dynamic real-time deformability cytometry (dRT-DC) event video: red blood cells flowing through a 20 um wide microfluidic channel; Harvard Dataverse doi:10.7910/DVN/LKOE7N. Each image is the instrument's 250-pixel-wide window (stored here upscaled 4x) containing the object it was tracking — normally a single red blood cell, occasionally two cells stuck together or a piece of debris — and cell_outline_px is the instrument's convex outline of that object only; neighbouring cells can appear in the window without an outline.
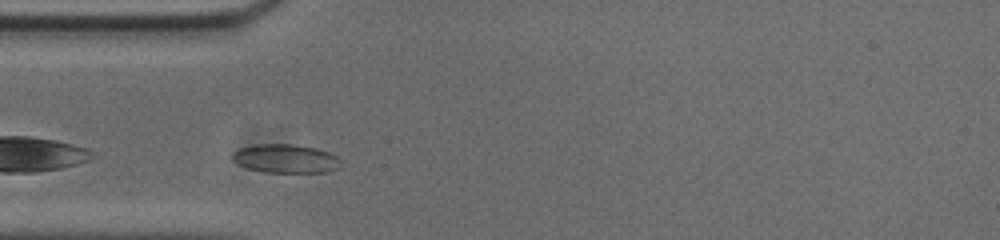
{"species": "common noctule bat (a hibernating species)", "species_latin": "Nyctalus noctula", "temperature_condition": "cold", "stored_images_in_passage": 32, "camera_frame_rate_fps": 3000, "um_per_image_px": 0.085, "animal": {"sex": "male", "body_mass_g": 20.0, "forearm_length_mm": 53.3}, "frame": {"image": 1, "passage_image": 1, "time_ms": 0.0, "image_size_px": [1000, 240], "cell_outline_px": [[344, 160], [340, 168], [328, 172], [264, 172], [248, 168], [236, 164], [232, 160], [232, 152], [240, 148], [256, 144], [292, 144], [316, 148], [328, 152]], "centroid_in_image_um": [24.31, 13.49], "position_along_channel_um": 60.7, "area_um2": 18.38}}
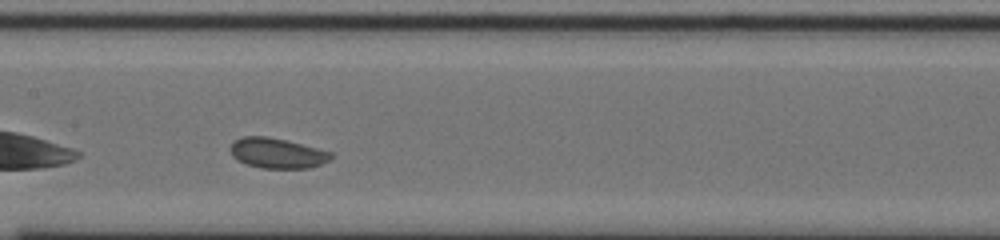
{"frame": {"image": 2, "passage_image": 11, "time_ms": 3.333, "image_size_px": [1000, 240], "cell_outline_px": [[332, 156], [328, 160], [320, 164], [308, 168], [260, 168], [248, 164], [232, 156], [228, 148], [236, 140], [244, 136], [268, 136], [332, 152]], "centroid_in_image_um": [23.53, 13.01], "position_along_channel_um": 183.9, "area_um2": 17.4}}
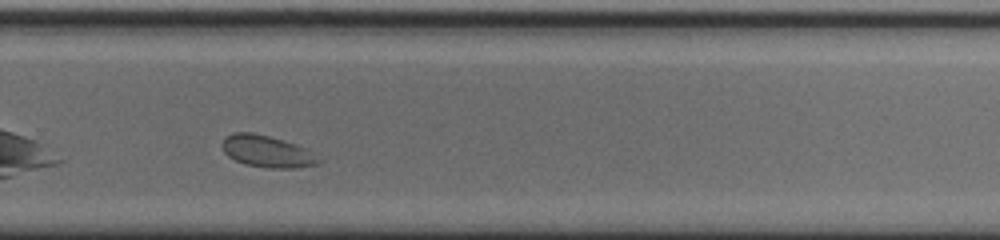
{"frame": {"image": 3, "passage_image": 21, "time_ms": 6.667, "image_size_px": [1000, 240], "cell_outline_px": [[324, 160], [320, 164], [300, 168], [272, 168], [244, 164], [228, 156], [224, 152], [220, 144], [224, 136], [232, 132], [252, 132], [284, 140], [308, 148]], "centroid_in_image_um": [22.74, 12.87], "position_along_channel_um": 307.1, "area_um2": 18.38}, "authors_computed_cell_mechanics": {"area_um2": 17.7735, "velocity_mm_per_s": 3.7022, "shape_relaxation_time_tau1_ms": 3.4283, "shape_relaxation_time_tau2_ms": null, "deformation_change_tau1": 0.0895, "deformation_change_tau2": null}}